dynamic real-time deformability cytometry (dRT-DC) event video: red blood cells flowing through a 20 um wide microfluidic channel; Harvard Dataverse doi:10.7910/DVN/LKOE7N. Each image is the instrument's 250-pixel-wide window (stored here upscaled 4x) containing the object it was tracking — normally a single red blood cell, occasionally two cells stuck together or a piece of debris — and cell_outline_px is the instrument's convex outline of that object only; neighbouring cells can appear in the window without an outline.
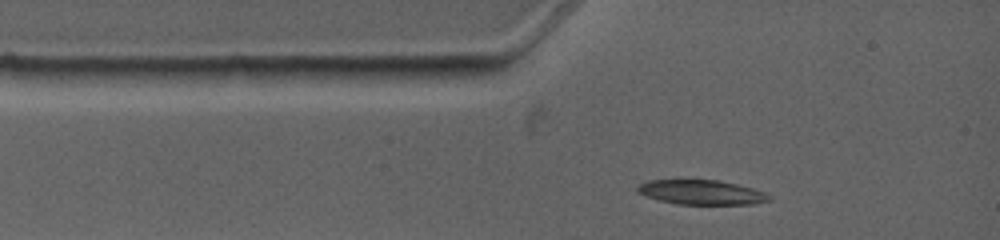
{"species": "common noctule bat (a hibernating species)", "species_latin": "Nyctalus noctula", "temperature_condition": "warm", "stored_images_in_passage": 2, "camera_frame_rate_fps": 4500, "um_per_image_px": 0.085, "animal": {"sex": "female", "body_mass_g": 19.0, "forearm_length_mm": 53.3}, "frame": {"image": 1, "passage_image": 1, "time_ms": 0.0, "image_size_px": [1000, 240], "cell_outline_px": [[772, 200], [752, 204], [676, 204], [660, 200], [636, 192], [636, 188], [640, 184], [648, 180], [716, 180], [736, 184], [752, 188], [764, 192], [772, 196]], "centroid_in_image_um": [59.64, 16.35], "position_along_channel_um": 25.4, "area_um2": 18.73}}